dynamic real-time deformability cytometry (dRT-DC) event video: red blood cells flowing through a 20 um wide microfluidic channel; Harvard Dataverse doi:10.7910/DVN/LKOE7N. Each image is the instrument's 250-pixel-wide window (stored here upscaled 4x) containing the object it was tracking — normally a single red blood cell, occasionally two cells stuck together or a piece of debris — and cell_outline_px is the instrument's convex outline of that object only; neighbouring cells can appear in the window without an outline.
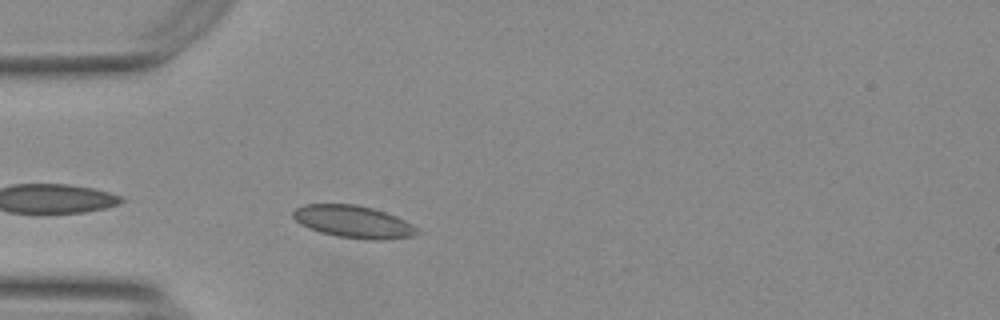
{"species": "Egyptian fruit bat (a non-hibernating species)", "species_latin": "Rousettus aegyptiacus", "temperature_condition": "warm", "stored_images_in_passage": 7, "camera_frame_rate_fps": 3000, "um_per_image_px": 0.085, "animal": {"sex": "female"}, "frame": {"image": 1, "passage_image": 3, "time_ms": 0.667, "image_size_px": [1000, 320], "cell_outline_px": [[420, 232], [412, 236], [380, 240], [368, 240], [336, 236], [320, 232], [308, 228], [300, 224], [292, 216], [292, 212], [296, 208], [304, 204], [356, 204], [372, 208], [396, 216], [404, 220], [416, 228]], "centroid_in_image_um": [30.0, 18.85], "position_along_channel_um": 55.0, "area_um2": 23.29}}